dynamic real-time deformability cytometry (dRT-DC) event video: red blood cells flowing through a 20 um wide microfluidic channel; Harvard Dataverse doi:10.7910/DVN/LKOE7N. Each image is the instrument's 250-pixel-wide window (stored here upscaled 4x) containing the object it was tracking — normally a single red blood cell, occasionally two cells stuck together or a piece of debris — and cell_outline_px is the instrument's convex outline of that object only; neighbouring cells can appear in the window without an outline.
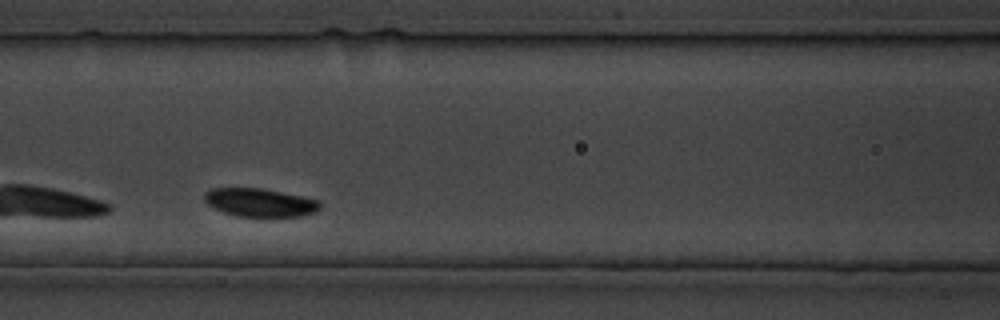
{"species": "common noctule bat (a hibernating species)", "species_latin": "Nyctalus noctula", "temperature_condition": "cold", "stored_images_in_passage": 9, "camera_frame_rate_fps": 3000, "um_per_image_px": 0.085, "animal": {"sex": "male", "body_mass_g": 19.5, "forearm_length_mm": 54.6}, "frame": {"image": 1, "passage_image": 7, "time_ms": 7.0, "image_size_px": [1000, 320], "cell_outline_px": [[320, 208], [316, 212], [300, 216], [236, 216], [224, 212], [208, 204], [204, 200], [204, 192], [212, 188], [260, 188], [320, 200]], "centroid_in_image_um": [22.08, 17.21], "position_along_channel_um": 144.5, "area_um2": 18.84}}